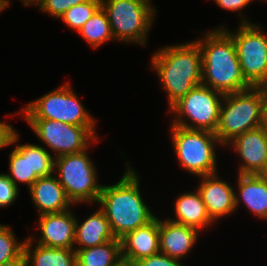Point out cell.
Instances as JSON below:
<instances>
[{
    "label": "cell",
    "mask_w": 267,
    "mask_h": 266,
    "mask_svg": "<svg viewBox=\"0 0 267 266\" xmlns=\"http://www.w3.org/2000/svg\"><path fill=\"white\" fill-rule=\"evenodd\" d=\"M197 40L202 55V85L222 94L252 87L244 78L232 37L221 27Z\"/></svg>",
    "instance_id": "6da1fadb"
},
{
    "label": "cell",
    "mask_w": 267,
    "mask_h": 266,
    "mask_svg": "<svg viewBox=\"0 0 267 266\" xmlns=\"http://www.w3.org/2000/svg\"><path fill=\"white\" fill-rule=\"evenodd\" d=\"M127 168L116 184L102 186L98 199L117 239L148 224L156 217L141 197L138 174L131 167Z\"/></svg>",
    "instance_id": "7a4b0ae2"
},
{
    "label": "cell",
    "mask_w": 267,
    "mask_h": 266,
    "mask_svg": "<svg viewBox=\"0 0 267 266\" xmlns=\"http://www.w3.org/2000/svg\"><path fill=\"white\" fill-rule=\"evenodd\" d=\"M152 67L168 93L169 109L194 87L202 85V55L196 41L157 51Z\"/></svg>",
    "instance_id": "3957f363"
},
{
    "label": "cell",
    "mask_w": 267,
    "mask_h": 266,
    "mask_svg": "<svg viewBox=\"0 0 267 266\" xmlns=\"http://www.w3.org/2000/svg\"><path fill=\"white\" fill-rule=\"evenodd\" d=\"M263 125V95L260 87L224 94L215 132L220 145L227 146L235 137Z\"/></svg>",
    "instance_id": "277c9868"
},
{
    "label": "cell",
    "mask_w": 267,
    "mask_h": 266,
    "mask_svg": "<svg viewBox=\"0 0 267 266\" xmlns=\"http://www.w3.org/2000/svg\"><path fill=\"white\" fill-rule=\"evenodd\" d=\"M172 143L179 164L199 177L217 173L214 132L171 126Z\"/></svg>",
    "instance_id": "5b68a950"
},
{
    "label": "cell",
    "mask_w": 267,
    "mask_h": 266,
    "mask_svg": "<svg viewBox=\"0 0 267 266\" xmlns=\"http://www.w3.org/2000/svg\"><path fill=\"white\" fill-rule=\"evenodd\" d=\"M115 41L146 45V38L156 13L142 0H101Z\"/></svg>",
    "instance_id": "8992f818"
},
{
    "label": "cell",
    "mask_w": 267,
    "mask_h": 266,
    "mask_svg": "<svg viewBox=\"0 0 267 266\" xmlns=\"http://www.w3.org/2000/svg\"><path fill=\"white\" fill-rule=\"evenodd\" d=\"M86 151L54 158L58 181L74 204L98 202L103 186L97 183L94 163Z\"/></svg>",
    "instance_id": "52a82bcc"
},
{
    "label": "cell",
    "mask_w": 267,
    "mask_h": 266,
    "mask_svg": "<svg viewBox=\"0 0 267 266\" xmlns=\"http://www.w3.org/2000/svg\"><path fill=\"white\" fill-rule=\"evenodd\" d=\"M224 94L207 86L199 85L190 90L171 108L175 114L172 125L191 130L216 132ZM192 121V125L184 117ZM194 124V125H193Z\"/></svg>",
    "instance_id": "ba28073f"
},
{
    "label": "cell",
    "mask_w": 267,
    "mask_h": 266,
    "mask_svg": "<svg viewBox=\"0 0 267 266\" xmlns=\"http://www.w3.org/2000/svg\"><path fill=\"white\" fill-rule=\"evenodd\" d=\"M68 84L25 106L21 111L25 119H49L75 126L95 127V120Z\"/></svg>",
    "instance_id": "9c48e42d"
},
{
    "label": "cell",
    "mask_w": 267,
    "mask_h": 266,
    "mask_svg": "<svg viewBox=\"0 0 267 266\" xmlns=\"http://www.w3.org/2000/svg\"><path fill=\"white\" fill-rule=\"evenodd\" d=\"M241 19V26L235 34L223 29L234 41L245 80L252 87H259L267 83V33L245 20L244 16Z\"/></svg>",
    "instance_id": "30bf717a"
},
{
    "label": "cell",
    "mask_w": 267,
    "mask_h": 266,
    "mask_svg": "<svg viewBox=\"0 0 267 266\" xmlns=\"http://www.w3.org/2000/svg\"><path fill=\"white\" fill-rule=\"evenodd\" d=\"M38 138L56 157L80 153L88 149L89 140L98 141L94 127L75 126L49 119H26ZM89 139V140H88Z\"/></svg>",
    "instance_id": "8fae6325"
},
{
    "label": "cell",
    "mask_w": 267,
    "mask_h": 266,
    "mask_svg": "<svg viewBox=\"0 0 267 266\" xmlns=\"http://www.w3.org/2000/svg\"><path fill=\"white\" fill-rule=\"evenodd\" d=\"M229 143L243 161L239 174L259 175L267 160V128L262 125L249 130Z\"/></svg>",
    "instance_id": "7c38bea8"
},
{
    "label": "cell",
    "mask_w": 267,
    "mask_h": 266,
    "mask_svg": "<svg viewBox=\"0 0 267 266\" xmlns=\"http://www.w3.org/2000/svg\"><path fill=\"white\" fill-rule=\"evenodd\" d=\"M121 240L123 263L133 266L137 261L160 252L159 219L127 233Z\"/></svg>",
    "instance_id": "4fadbf2b"
},
{
    "label": "cell",
    "mask_w": 267,
    "mask_h": 266,
    "mask_svg": "<svg viewBox=\"0 0 267 266\" xmlns=\"http://www.w3.org/2000/svg\"><path fill=\"white\" fill-rule=\"evenodd\" d=\"M38 223L41 237L37 244L50 248L74 247L76 218L69 210L40 215Z\"/></svg>",
    "instance_id": "5bb4252c"
},
{
    "label": "cell",
    "mask_w": 267,
    "mask_h": 266,
    "mask_svg": "<svg viewBox=\"0 0 267 266\" xmlns=\"http://www.w3.org/2000/svg\"><path fill=\"white\" fill-rule=\"evenodd\" d=\"M201 179L202 182L197 190L200 192L207 212L214 222L236 210L235 192L228 183L219 180L216 173L201 176Z\"/></svg>",
    "instance_id": "9a60e30c"
},
{
    "label": "cell",
    "mask_w": 267,
    "mask_h": 266,
    "mask_svg": "<svg viewBox=\"0 0 267 266\" xmlns=\"http://www.w3.org/2000/svg\"><path fill=\"white\" fill-rule=\"evenodd\" d=\"M199 231L165 219H159V246L160 253L175 259H181L190 252L197 240Z\"/></svg>",
    "instance_id": "2e32d148"
},
{
    "label": "cell",
    "mask_w": 267,
    "mask_h": 266,
    "mask_svg": "<svg viewBox=\"0 0 267 266\" xmlns=\"http://www.w3.org/2000/svg\"><path fill=\"white\" fill-rule=\"evenodd\" d=\"M29 189L39 216L69 210L73 204L56 175L38 178Z\"/></svg>",
    "instance_id": "e0dca14e"
},
{
    "label": "cell",
    "mask_w": 267,
    "mask_h": 266,
    "mask_svg": "<svg viewBox=\"0 0 267 266\" xmlns=\"http://www.w3.org/2000/svg\"><path fill=\"white\" fill-rule=\"evenodd\" d=\"M239 195L235 193V208L243 204L256 216L267 219V180L260 175L238 174ZM238 195V196H237ZM240 196V199L238 198Z\"/></svg>",
    "instance_id": "ac0fdd59"
},
{
    "label": "cell",
    "mask_w": 267,
    "mask_h": 266,
    "mask_svg": "<svg viewBox=\"0 0 267 266\" xmlns=\"http://www.w3.org/2000/svg\"><path fill=\"white\" fill-rule=\"evenodd\" d=\"M174 209L177 219H169L170 221L192 227L198 231L211 226L214 222L210 218L198 190L181 194L175 201Z\"/></svg>",
    "instance_id": "d6986e66"
},
{
    "label": "cell",
    "mask_w": 267,
    "mask_h": 266,
    "mask_svg": "<svg viewBox=\"0 0 267 266\" xmlns=\"http://www.w3.org/2000/svg\"><path fill=\"white\" fill-rule=\"evenodd\" d=\"M116 239L104 211L99 208L90 217L78 224L76 219L75 244L77 249L90 248Z\"/></svg>",
    "instance_id": "ffe728a7"
},
{
    "label": "cell",
    "mask_w": 267,
    "mask_h": 266,
    "mask_svg": "<svg viewBox=\"0 0 267 266\" xmlns=\"http://www.w3.org/2000/svg\"><path fill=\"white\" fill-rule=\"evenodd\" d=\"M32 238L24 243L26 266H77L74 248H50L36 244L32 249Z\"/></svg>",
    "instance_id": "44dd1931"
},
{
    "label": "cell",
    "mask_w": 267,
    "mask_h": 266,
    "mask_svg": "<svg viewBox=\"0 0 267 266\" xmlns=\"http://www.w3.org/2000/svg\"><path fill=\"white\" fill-rule=\"evenodd\" d=\"M75 251L77 266H121L123 264L121 240L117 238L98 246Z\"/></svg>",
    "instance_id": "7402d4cb"
},
{
    "label": "cell",
    "mask_w": 267,
    "mask_h": 266,
    "mask_svg": "<svg viewBox=\"0 0 267 266\" xmlns=\"http://www.w3.org/2000/svg\"><path fill=\"white\" fill-rule=\"evenodd\" d=\"M78 33L93 47L114 40L105 10L100 6L92 17L82 26Z\"/></svg>",
    "instance_id": "603a6c76"
},
{
    "label": "cell",
    "mask_w": 267,
    "mask_h": 266,
    "mask_svg": "<svg viewBox=\"0 0 267 266\" xmlns=\"http://www.w3.org/2000/svg\"><path fill=\"white\" fill-rule=\"evenodd\" d=\"M9 178L18 187V182L26 183L30 188L38 179L36 175H30L29 144L17 145L9 155Z\"/></svg>",
    "instance_id": "cb8c5ba5"
},
{
    "label": "cell",
    "mask_w": 267,
    "mask_h": 266,
    "mask_svg": "<svg viewBox=\"0 0 267 266\" xmlns=\"http://www.w3.org/2000/svg\"><path fill=\"white\" fill-rule=\"evenodd\" d=\"M100 6L101 0H87L70 7L60 19H63V22H65L69 28L78 32Z\"/></svg>",
    "instance_id": "d4e9b609"
},
{
    "label": "cell",
    "mask_w": 267,
    "mask_h": 266,
    "mask_svg": "<svg viewBox=\"0 0 267 266\" xmlns=\"http://www.w3.org/2000/svg\"><path fill=\"white\" fill-rule=\"evenodd\" d=\"M54 158L45 148L29 144L30 175L47 177L54 172Z\"/></svg>",
    "instance_id": "484cf974"
},
{
    "label": "cell",
    "mask_w": 267,
    "mask_h": 266,
    "mask_svg": "<svg viewBox=\"0 0 267 266\" xmlns=\"http://www.w3.org/2000/svg\"><path fill=\"white\" fill-rule=\"evenodd\" d=\"M24 243L17 242L9 226L0 224V263L18 258L24 252Z\"/></svg>",
    "instance_id": "4316f807"
},
{
    "label": "cell",
    "mask_w": 267,
    "mask_h": 266,
    "mask_svg": "<svg viewBox=\"0 0 267 266\" xmlns=\"http://www.w3.org/2000/svg\"><path fill=\"white\" fill-rule=\"evenodd\" d=\"M85 1L87 0H40L37 5L42 11L60 18L70 7Z\"/></svg>",
    "instance_id": "83f0119b"
},
{
    "label": "cell",
    "mask_w": 267,
    "mask_h": 266,
    "mask_svg": "<svg viewBox=\"0 0 267 266\" xmlns=\"http://www.w3.org/2000/svg\"><path fill=\"white\" fill-rule=\"evenodd\" d=\"M18 190L8 174H0V207L11 205L18 196Z\"/></svg>",
    "instance_id": "f1b7e54d"
},
{
    "label": "cell",
    "mask_w": 267,
    "mask_h": 266,
    "mask_svg": "<svg viewBox=\"0 0 267 266\" xmlns=\"http://www.w3.org/2000/svg\"><path fill=\"white\" fill-rule=\"evenodd\" d=\"M133 266H184L179 259L171 258L163 253H158L137 261Z\"/></svg>",
    "instance_id": "f546056e"
},
{
    "label": "cell",
    "mask_w": 267,
    "mask_h": 266,
    "mask_svg": "<svg viewBox=\"0 0 267 266\" xmlns=\"http://www.w3.org/2000/svg\"><path fill=\"white\" fill-rule=\"evenodd\" d=\"M19 135L16 130L4 122H0V149L16 143Z\"/></svg>",
    "instance_id": "4dcf8cb0"
},
{
    "label": "cell",
    "mask_w": 267,
    "mask_h": 266,
    "mask_svg": "<svg viewBox=\"0 0 267 266\" xmlns=\"http://www.w3.org/2000/svg\"><path fill=\"white\" fill-rule=\"evenodd\" d=\"M218 6L230 11H241L253 0H214Z\"/></svg>",
    "instance_id": "1f68e13d"
},
{
    "label": "cell",
    "mask_w": 267,
    "mask_h": 266,
    "mask_svg": "<svg viewBox=\"0 0 267 266\" xmlns=\"http://www.w3.org/2000/svg\"><path fill=\"white\" fill-rule=\"evenodd\" d=\"M259 87L263 95V125L267 128V83Z\"/></svg>",
    "instance_id": "d6a6232c"
},
{
    "label": "cell",
    "mask_w": 267,
    "mask_h": 266,
    "mask_svg": "<svg viewBox=\"0 0 267 266\" xmlns=\"http://www.w3.org/2000/svg\"><path fill=\"white\" fill-rule=\"evenodd\" d=\"M0 266H26V257L24 252L16 259L0 263Z\"/></svg>",
    "instance_id": "836d02e7"
},
{
    "label": "cell",
    "mask_w": 267,
    "mask_h": 266,
    "mask_svg": "<svg viewBox=\"0 0 267 266\" xmlns=\"http://www.w3.org/2000/svg\"><path fill=\"white\" fill-rule=\"evenodd\" d=\"M9 0H0V12L9 5Z\"/></svg>",
    "instance_id": "e575fe53"
},
{
    "label": "cell",
    "mask_w": 267,
    "mask_h": 266,
    "mask_svg": "<svg viewBox=\"0 0 267 266\" xmlns=\"http://www.w3.org/2000/svg\"><path fill=\"white\" fill-rule=\"evenodd\" d=\"M263 179H266L267 180V160H266V163H265V166L263 168V170L260 172L259 174Z\"/></svg>",
    "instance_id": "d590c367"
},
{
    "label": "cell",
    "mask_w": 267,
    "mask_h": 266,
    "mask_svg": "<svg viewBox=\"0 0 267 266\" xmlns=\"http://www.w3.org/2000/svg\"><path fill=\"white\" fill-rule=\"evenodd\" d=\"M21 1L23 2L24 5L29 6V5H34V3L36 5L40 0H21Z\"/></svg>",
    "instance_id": "8d00e7d4"
},
{
    "label": "cell",
    "mask_w": 267,
    "mask_h": 266,
    "mask_svg": "<svg viewBox=\"0 0 267 266\" xmlns=\"http://www.w3.org/2000/svg\"><path fill=\"white\" fill-rule=\"evenodd\" d=\"M142 1L147 2V3H151L150 0H142Z\"/></svg>",
    "instance_id": "74e56055"
}]
</instances>
